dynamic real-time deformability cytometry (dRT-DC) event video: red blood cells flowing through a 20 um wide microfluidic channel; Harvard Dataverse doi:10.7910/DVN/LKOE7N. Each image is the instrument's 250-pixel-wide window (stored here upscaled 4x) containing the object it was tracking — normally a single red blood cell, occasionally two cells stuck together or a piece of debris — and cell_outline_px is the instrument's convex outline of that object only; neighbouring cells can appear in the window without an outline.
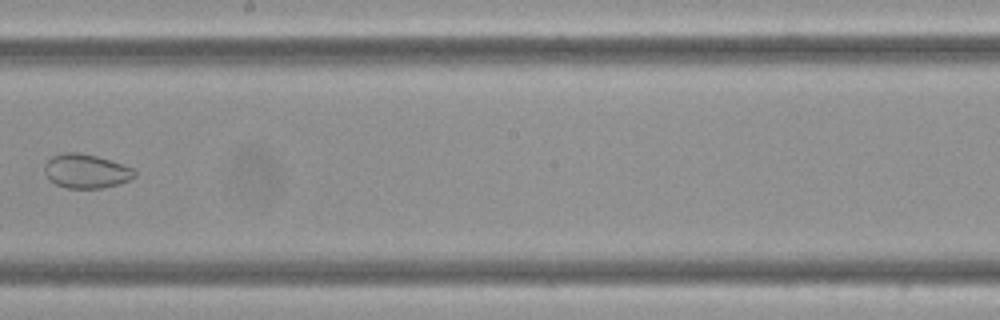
{"species": "Egyptian fruit bat (a non-hibernating species)", "species_latin": "Rousettus aegyptiacus", "temperature_condition": "cold", "stored_images_in_passage": 15, "camera_frame_rate_fps": 3000, "um_per_image_px": 0.085, "frame": {"image": 1, "passage_image": 9, "time_ms": 2.667, "image_size_px": [1000, 320], "cell_outline_px": [[136, 176], [120, 184], [104, 188], [68, 188], [56, 184], [48, 180], [44, 172], [44, 164], [52, 156], [60, 152], [80, 152], [96, 156], [132, 168], [136, 172]], "centroid_in_image_um": [7.28, 14.55], "position_along_channel_um": 240.9, "area_um2": 17.98}}
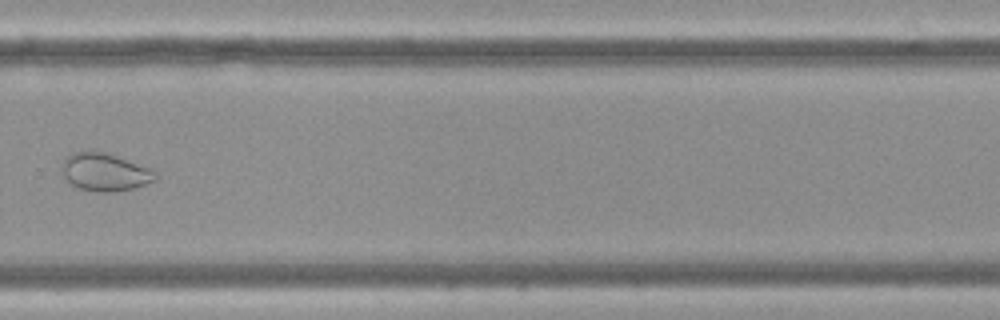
{"frame": {"image": 2, "passage_image": 11, "time_ms": 3.333, "image_size_px": [1000, 320], "cell_outline_px": [[156, 176], [152, 180], [136, 188], [116, 192], [96, 192], [76, 188], [64, 176], [60, 168], [64, 160], [72, 152], [88, 148], [108, 152], [148, 168], [156, 172]], "centroid_in_image_um": [8.84, 14.6], "position_along_channel_um": 321.0, "area_um2": 20.98}}
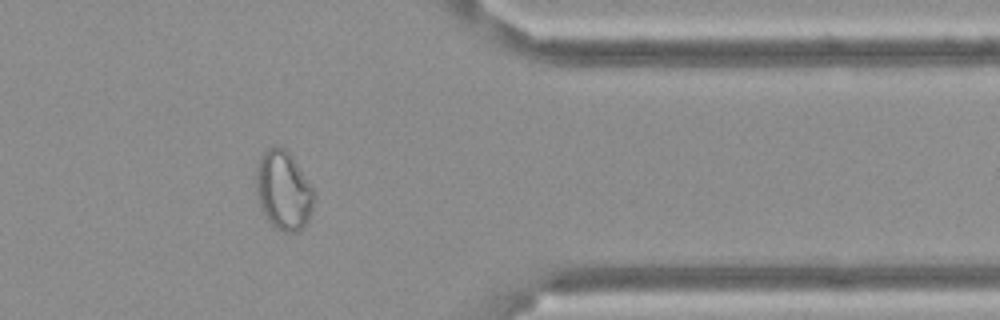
{"frame": {"image": 3, "passage_image": 13, "time_ms": 4.0, "image_size_px": [1000, 320], "cell_outline_px": [[316, 196], [308, 220], [300, 232], [284, 232], [276, 228], [268, 220], [260, 208], [256, 192], [256, 168], [260, 156], [268, 148], [276, 144], [280, 144], [292, 156], [316, 192]], "centroid_in_image_um": [24.1, 16.17], "position_along_channel_um": 387.3, "area_um2": 27.05}}